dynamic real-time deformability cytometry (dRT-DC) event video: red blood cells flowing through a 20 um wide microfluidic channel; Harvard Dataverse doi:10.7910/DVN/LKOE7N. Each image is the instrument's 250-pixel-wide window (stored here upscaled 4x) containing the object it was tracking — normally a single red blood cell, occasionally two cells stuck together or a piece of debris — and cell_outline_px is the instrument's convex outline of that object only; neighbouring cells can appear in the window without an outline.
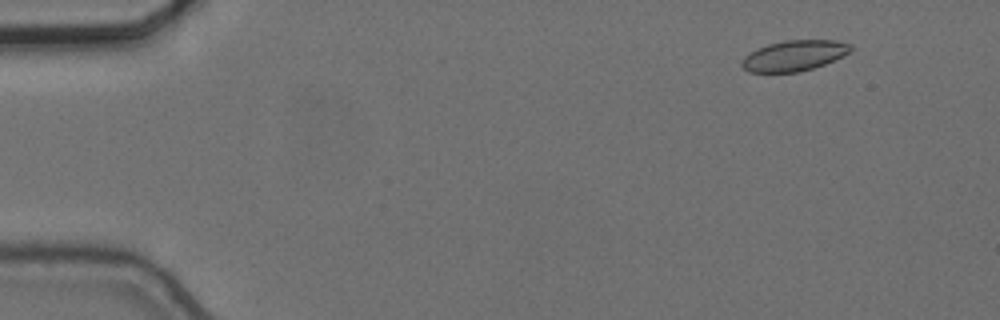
{"species": "common noctule bat (a hibernating species)", "species_latin": "Nyctalus noctula", "temperature_condition": "cold", "stored_images_in_passage": 57, "camera_frame_rate_fps": 3000, "um_per_image_px": 0.085, "animal": {"sex": "female", "body_mass_g": 24.6, "forearm_length_mm": 56.2}, "frame": {"image": 1, "passage_image": 6, "time_ms": 1.667, "image_size_px": [1000, 320], "cell_outline_px": [[852, 48], [848, 52], [824, 64], [800, 72], [748, 72], [740, 64], [740, 60], [748, 52], [756, 48], [768, 44], [784, 40], [836, 40], [852, 44]], "centroid_in_image_um": [67.43, 4.72], "position_along_channel_um": 17.6, "area_um2": 19.42}}
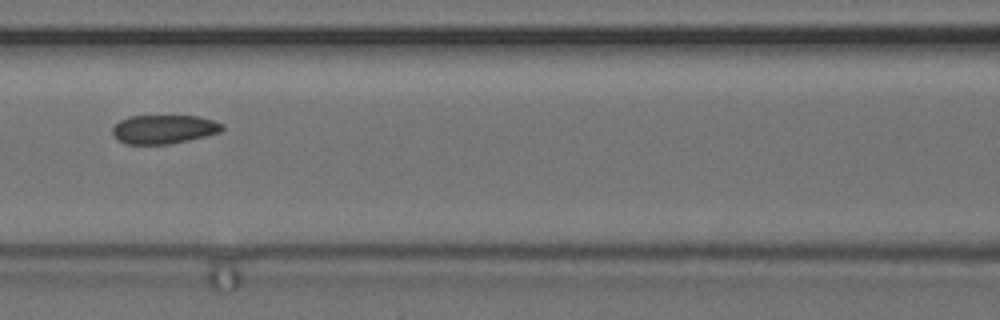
{"frame": {"image": 2, "passage_image": 26, "time_ms": 8.333, "image_size_px": [1000, 320], "cell_outline_px": [[224, 128], [220, 132], [188, 140], [168, 144], [124, 144], [116, 140], [112, 132], [112, 128], [120, 120], [128, 116], [200, 116], [224, 124]], "centroid_in_image_um": [13.9, 10.98], "position_along_channel_um": 152.7, "area_um2": 18.5}}
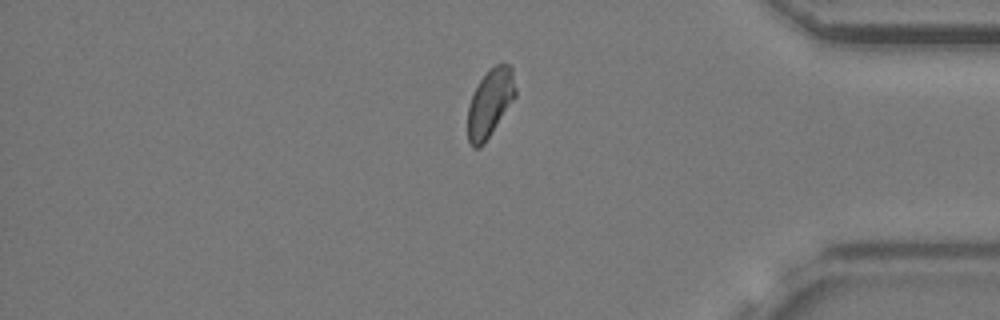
{"frame": {"image": 3, "passage_image": 48, "time_ms": 15.667, "image_size_px": [1000, 320], "cell_outline_px": [[516, 96], [484, 144], [480, 148], [472, 148], [468, 140], [468, 104], [480, 80], [496, 64], [508, 64], [512, 68], [516, 88]], "centroid_in_image_um": [41.65, 8.78], "position_along_channel_um": 393.5, "area_um2": 18.67}, "authors_computed_cell_mechanics": {"area_um2": 19.2474, "velocity_mm_per_s": 3.6377, "shape_relaxation_time_tau1_ms": null, "shape_relaxation_time_tau2_ms": 2.0095, "deformation_change_tau1": null, "deformation_change_tau2": 0.0505}}